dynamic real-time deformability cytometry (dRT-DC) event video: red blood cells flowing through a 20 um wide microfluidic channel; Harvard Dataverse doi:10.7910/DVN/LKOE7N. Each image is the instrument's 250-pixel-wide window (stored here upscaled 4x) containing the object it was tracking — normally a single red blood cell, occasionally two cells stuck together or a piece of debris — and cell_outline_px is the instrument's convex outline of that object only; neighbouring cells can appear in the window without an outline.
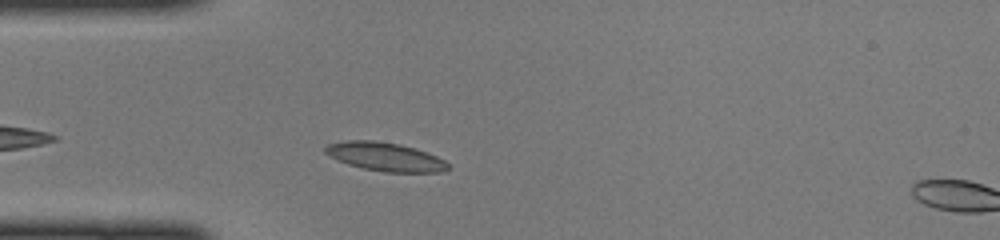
{"species": "common noctule bat (a hibernating species)", "species_latin": "Nyctalus noctula", "temperature_condition": "cold", "stored_images_in_passage": 37, "camera_frame_rate_fps": 3000, "um_per_image_px": 0.085, "animal": {"sex": "female", "body_mass_g": 22.0, "forearm_length_mm": 56.7}, "frame": {"image": 1, "passage_image": 3, "time_ms": 0.667, "image_size_px": [1000, 240], "cell_outline_px": [[448, 168], [440, 172], [384, 172], [364, 168], [348, 164], [336, 160], [328, 156], [324, 152], [324, 148], [328, 144], [348, 140], [372, 140], [400, 144], [436, 156], [444, 160], [448, 164]], "centroid_in_image_um": [32.68, 13.32], "position_along_channel_um": 52.3, "area_um2": 20.23}}
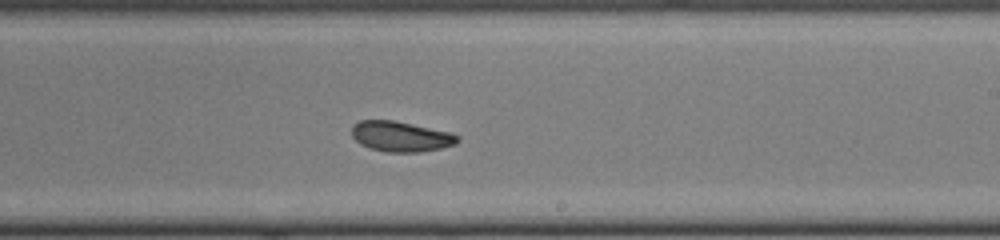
{"frame": {"image": 2, "passage_image": 18, "time_ms": 5.667, "image_size_px": [1000, 240], "cell_outline_px": [[460, 140], [456, 144], [440, 148], [420, 152], [384, 152], [368, 148], [360, 144], [352, 136], [352, 124], [360, 120], [392, 120], [452, 132], [460, 136]], "centroid_in_image_um": [34.07, 11.6], "position_along_channel_um": 254.9, "area_um2": 18.9}}
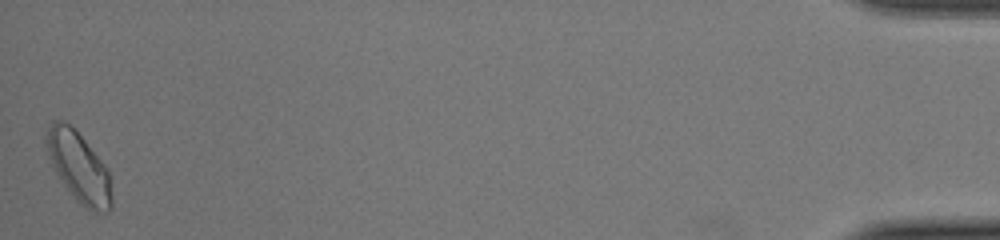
{"frame": {"image": 3, "passage_image": 37, "time_ms": 12.0, "image_size_px": [1000, 240], "cell_outline_px": [[112, 208], [108, 212], [92, 212], [80, 204], [72, 196], [56, 172], [52, 164], [44, 140], [48, 128], [52, 120], [64, 120], [84, 140], [100, 160], [108, 172], [112, 192]], "centroid_in_image_um": [6.7, 14.24], "position_along_channel_um": 428.5, "area_um2": 26.24}}